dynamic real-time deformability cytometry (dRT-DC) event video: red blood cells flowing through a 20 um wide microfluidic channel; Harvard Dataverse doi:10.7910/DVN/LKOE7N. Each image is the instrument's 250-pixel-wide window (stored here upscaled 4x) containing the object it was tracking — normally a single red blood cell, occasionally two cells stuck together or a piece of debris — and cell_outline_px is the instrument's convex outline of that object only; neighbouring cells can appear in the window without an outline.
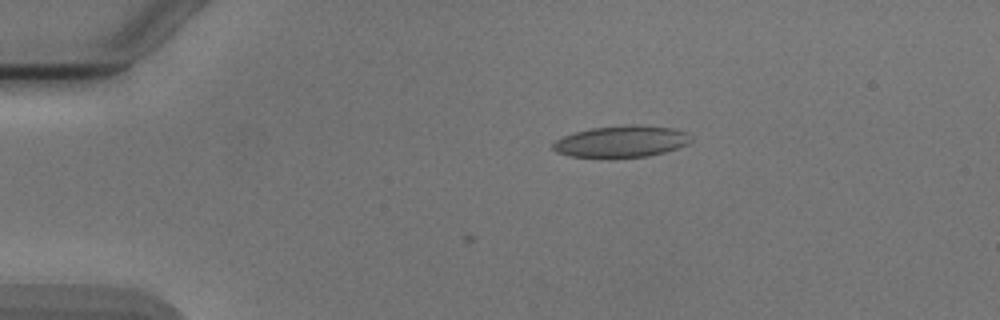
{"species": "Egyptian fruit bat (a non-hibernating species)", "species_latin": "Rousettus aegyptiacus", "temperature_condition": "cold", "stored_images_in_passage": 2, "camera_frame_rate_fps": 3000, "um_per_image_px": 0.085, "animal": {"sex": "male"}, "frame": {"image": 1, "passage_image": 1, "time_ms": 0.0, "image_size_px": [1000, 320], "cell_outline_px": [[692, 140], [688, 144], [664, 152], [648, 156], [568, 156], [556, 152], [552, 148], [552, 144], [556, 140], [564, 136], [576, 132], [592, 128], [632, 124], [636, 124], [672, 128], [688, 132], [692, 136]], "centroid_in_image_um": [52.86, 12.0], "position_along_channel_um": 32.1, "area_um2": 25.03}}